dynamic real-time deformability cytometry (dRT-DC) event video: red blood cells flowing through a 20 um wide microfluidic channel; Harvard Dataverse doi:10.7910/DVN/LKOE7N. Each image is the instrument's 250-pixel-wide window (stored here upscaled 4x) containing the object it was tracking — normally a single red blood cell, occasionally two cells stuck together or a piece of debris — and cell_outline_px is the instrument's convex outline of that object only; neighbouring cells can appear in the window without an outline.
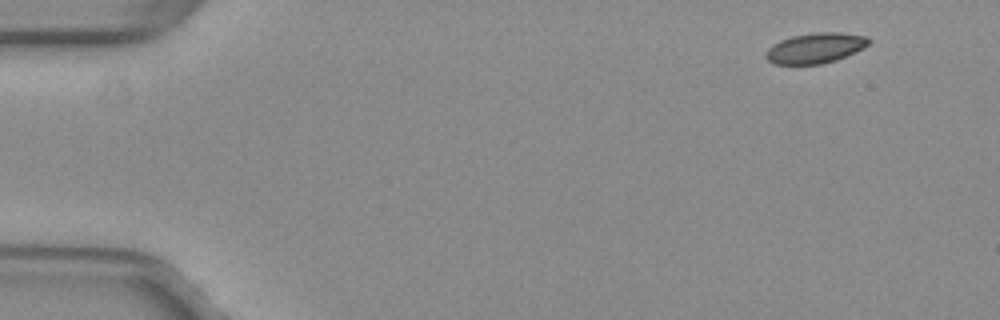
{"species": "common noctule bat (a hibernating species)", "species_latin": "Nyctalus noctula", "temperature_condition": "warm", "stored_images_in_passage": 48, "camera_frame_rate_fps": 3000, "um_per_image_px": 0.085, "animal": {"sex": "female", "body_mass_g": 29.2, "forearm_length_mm": 56.3}, "frame": {"image": 1, "passage_image": 1, "time_ms": 0.0, "image_size_px": [1000, 320], "cell_outline_px": [[872, 40], [864, 48], [856, 52], [836, 60], [820, 64], [772, 64], [764, 56], [768, 48], [772, 44], [780, 40], [792, 36], [816, 32], [840, 32], [868, 36]], "centroid_in_image_um": [69.32, 4.08], "position_along_channel_um": 15.7, "area_um2": 18.38}}
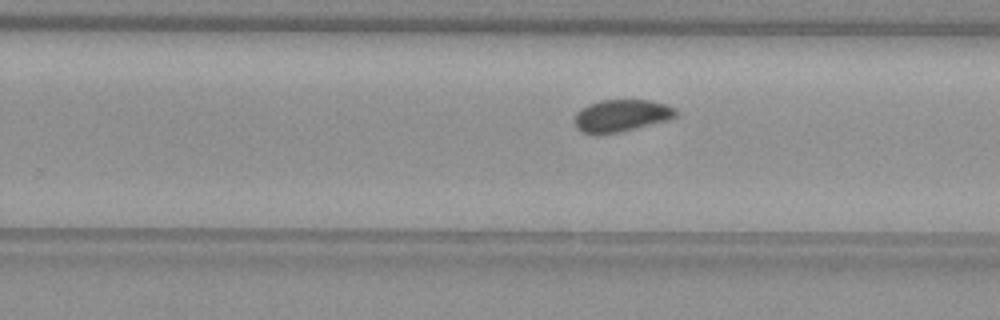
{"frame": {"image": 2, "passage_image": 30, "time_ms": 9.667, "image_size_px": [1000, 320], "cell_outline_px": [[676, 116], [668, 120], [620, 132], [596, 136], [592, 136], [580, 132], [576, 128], [572, 120], [576, 112], [580, 108], [588, 104], [600, 100], [648, 100], [664, 104], [676, 108]], "centroid_in_image_um": [52.71, 9.86], "position_along_channel_um": 277.1, "area_um2": 19.48}}
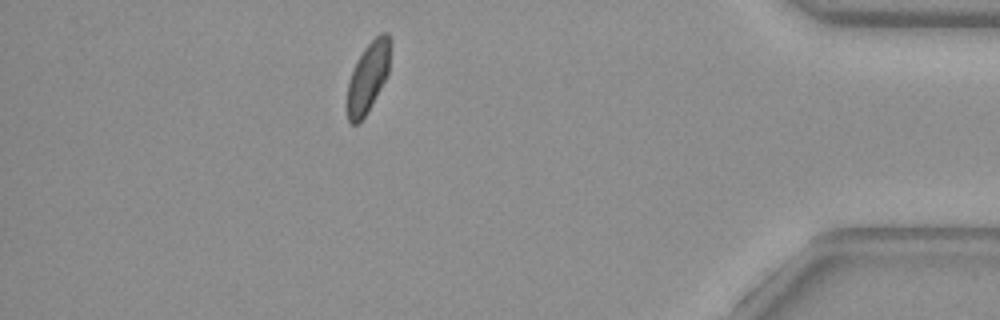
{"frame": {"image": 3, "passage_image": 43, "time_ms": 14.0, "image_size_px": [1000, 320], "cell_outline_px": [[388, 72], [384, 80], [364, 116], [356, 124], [352, 124], [348, 120], [344, 104], [348, 80], [356, 60], [364, 48], [380, 32], [388, 32]], "centroid_in_image_um": [31.18, 6.6], "position_along_channel_um": 404.0, "area_um2": 17.34}, "authors_computed_cell_mechanics": {"area_um2": 18.8428, "velocity_mm_per_s": 3.9701, "shape_relaxation_time_tau1_ms": 5.2797, "shape_relaxation_time_tau2_ms": 1.1817, "deformation_change_tau1": 0.073, "deformation_change_tau2": 0.0563}}